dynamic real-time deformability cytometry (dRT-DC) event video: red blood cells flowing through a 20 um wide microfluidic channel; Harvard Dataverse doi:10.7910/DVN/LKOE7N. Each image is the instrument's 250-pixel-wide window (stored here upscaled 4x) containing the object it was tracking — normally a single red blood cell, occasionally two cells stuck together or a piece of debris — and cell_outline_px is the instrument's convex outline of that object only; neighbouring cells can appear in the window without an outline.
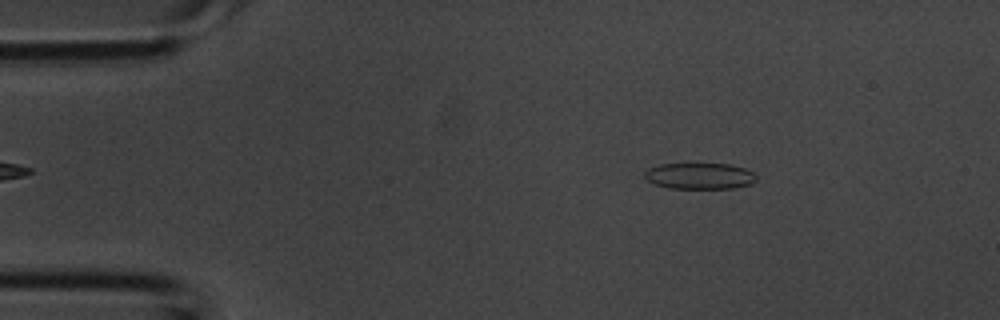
{"species": "common noctule bat (a hibernating species)", "species_latin": "Nyctalus noctula", "temperature_condition": "room temperature", "stored_images_in_passage": 3, "camera_frame_rate_fps": 3000, "um_per_image_px": 0.085, "animal": {"sex": "male", "body_mass_g": 20.1, "forearm_length_mm": 53.5}, "frame": {"image": 1, "passage_image": 3, "time_ms": 0.667, "image_size_px": [1000, 320], "cell_outline_px": [[756, 180], [752, 184], [732, 188], [668, 188], [652, 184], [644, 176], [644, 172], [648, 168], [660, 164], [728, 164], [744, 168], [752, 172], [756, 176]], "centroid_in_image_um": [59.44, 14.96], "position_along_channel_um": 25.6, "area_um2": 17.05}}